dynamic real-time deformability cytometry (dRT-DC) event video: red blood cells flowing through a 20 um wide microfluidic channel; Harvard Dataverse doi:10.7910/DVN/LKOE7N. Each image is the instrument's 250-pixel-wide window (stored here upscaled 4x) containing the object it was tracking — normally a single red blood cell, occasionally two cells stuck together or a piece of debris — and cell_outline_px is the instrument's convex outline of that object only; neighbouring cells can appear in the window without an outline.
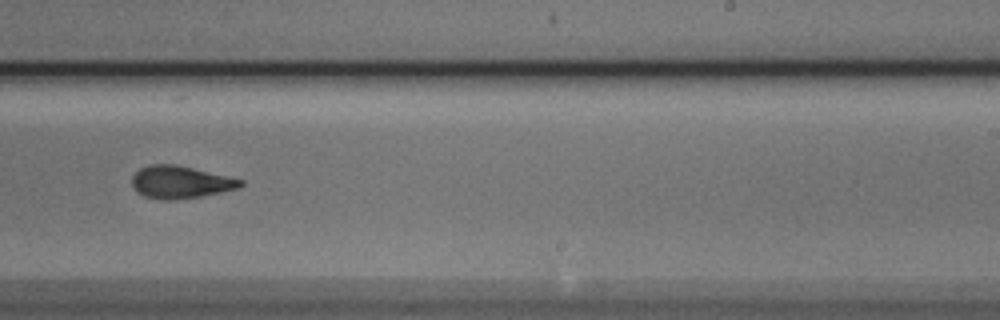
{"species": "Egyptian fruit bat (a non-hibernating species)", "species_latin": "Rousettus aegyptiacus", "temperature_condition": "cold", "stored_images_in_passage": 13, "camera_frame_rate_fps": 3000, "um_per_image_px": 0.085, "animal": {"sex": "male"}, "frame": {"image": 1, "passage_image": 8, "time_ms": 2.333, "image_size_px": [1000, 320], "cell_outline_px": [[244, 184], [236, 188], [220, 192], [200, 196], [172, 200], [160, 200], [144, 196], [132, 184], [132, 176], [140, 168], [152, 164], [176, 164], [244, 180]], "centroid_in_image_um": [15.32, 15.47], "position_along_channel_um": 273.7, "area_um2": 20.23}}
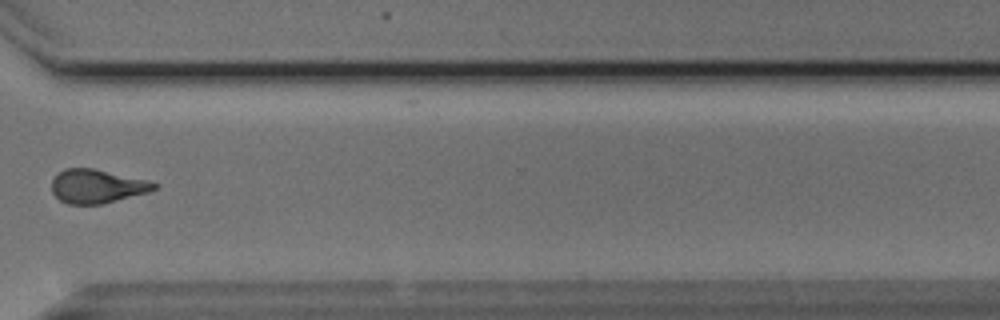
{"frame": {"image": 2, "passage_image": 10, "time_ms": 3.0, "image_size_px": [1000, 320], "cell_outline_px": [[160, 184], [156, 188], [148, 192], [100, 204], [68, 204], [60, 200], [52, 192], [52, 180], [64, 168], [92, 168], [144, 180]], "centroid_in_image_um": [8.21, 15.83], "position_along_channel_um": 362.4, "area_um2": 19.71}}
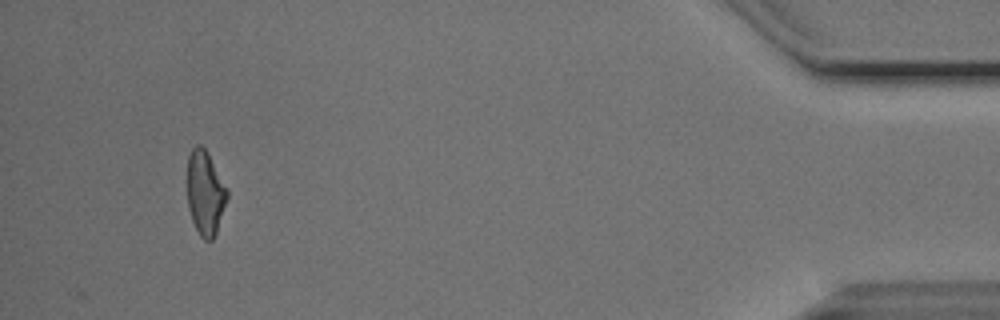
{"frame": {"image": 3, "passage_image": 13, "time_ms": 4.0, "image_size_px": [1000, 320], "cell_outline_px": [[228, 196], [216, 232], [212, 240], [204, 240], [200, 236], [192, 220], [188, 208], [188, 156], [192, 148], [196, 144], [200, 144], [208, 152], [228, 188]], "centroid_in_image_um": [17.45, 16.36], "position_along_channel_um": 417.8, "area_um2": 19.59}}